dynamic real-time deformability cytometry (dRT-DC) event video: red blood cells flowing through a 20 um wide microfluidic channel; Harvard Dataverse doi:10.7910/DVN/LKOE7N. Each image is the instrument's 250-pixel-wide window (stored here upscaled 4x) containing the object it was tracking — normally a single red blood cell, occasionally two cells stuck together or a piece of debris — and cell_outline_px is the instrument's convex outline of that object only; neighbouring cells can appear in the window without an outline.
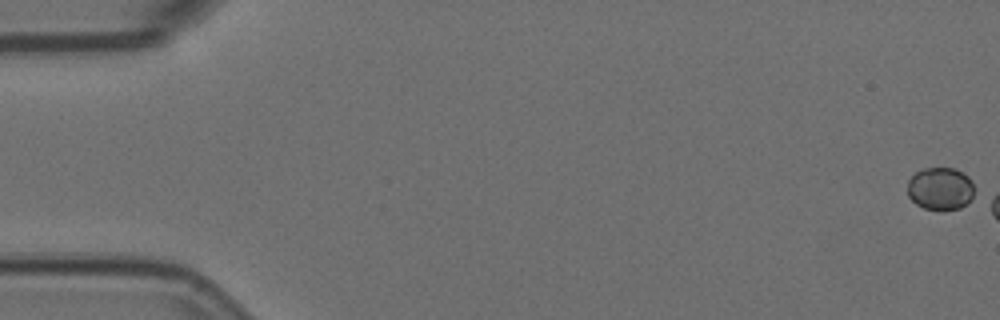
{"species": "Egyptian fruit bat (a non-hibernating species)", "species_latin": "Rousettus aegyptiacus", "temperature_condition": "room temperature", "stored_images_in_passage": 5, "camera_frame_rate_fps": 3000, "um_per_image_px": 0.085, "animal": {"sex": "female"}, "frame": {"image": 1, "passage_image": 1, "time_ms": 0.0, "image_size_px": [1000, 320], "cell_outline_px": [[972, 196], [960, 208], [924, 208], [916, 204], [908, 196], [908, 180], [916, 172], [924, 168], [956, 168], [968, 176], [972, 180]], "centroid_in_image_um": [79.9, 15.99], "position_along_channel_um": 5.1, "area_um2": 16.18}}